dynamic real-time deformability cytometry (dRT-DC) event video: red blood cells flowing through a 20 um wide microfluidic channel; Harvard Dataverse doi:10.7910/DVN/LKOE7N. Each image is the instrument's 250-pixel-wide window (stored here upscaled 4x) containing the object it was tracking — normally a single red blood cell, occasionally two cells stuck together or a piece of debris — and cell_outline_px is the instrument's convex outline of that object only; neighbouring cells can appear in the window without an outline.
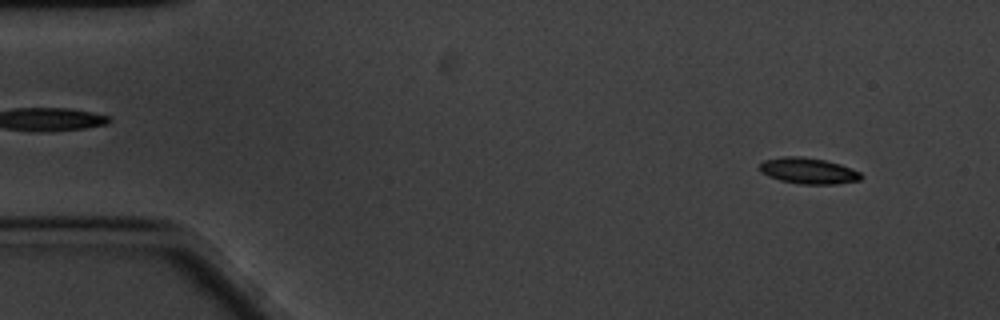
{"species": "common noctule bat (a hibernating species)", "species_latin": "Nyctalus noctula", "temperature_condition": "cold", "stored_images_in_passage": 60, "camera_frame_rate_fps": 3000, "um_per_image_px": 0.085, "animal": {"sex": "male", "body_mass_g": 20.1, "forearm_length_mm": 53.5}, "frame": {"image": 1, "passage_image": 5, "time_ms": 1.333, "image_size_px": [1000, 320], "cell_outline_px": [[864, 176], [860, 180], [836, 184], [800, 184], [780, 180], [768, 176], [760, 172], [760, 164], [764, 160], [784, 156], [804, 156], [824, 160], [840, 164], [860, 172]], "centroid_in_image_um": [68.71, 14.52], "position_along_channel_um": 16.3, "area_um2": 15.43}}
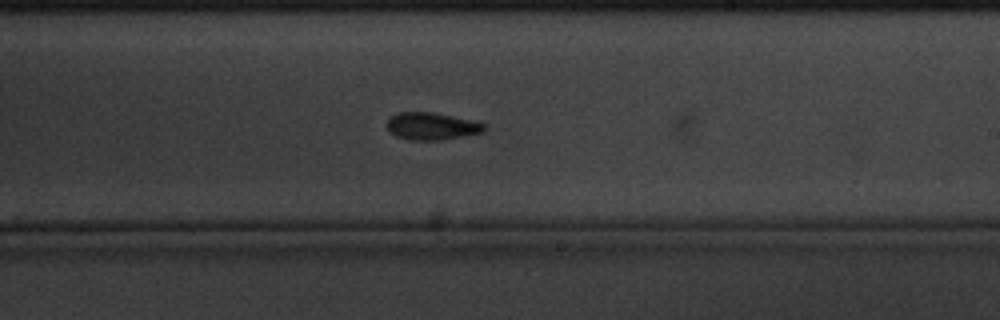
{"frame": {"image": 2, "passage_image": 35, "time_ms": 11.333, "image_size_px": [1000, 320], "cell_outline_px": [[484, 132], [440, 140], [408, 140], [396, 136], [388, 132], [384, 124], [396, 112], [432, 112], [476, 120], [484, 124]], "centroid_in_image_um": [36.65, 10.72], "position_along_channel_um": 252.4, "area_um2": 15.72}}
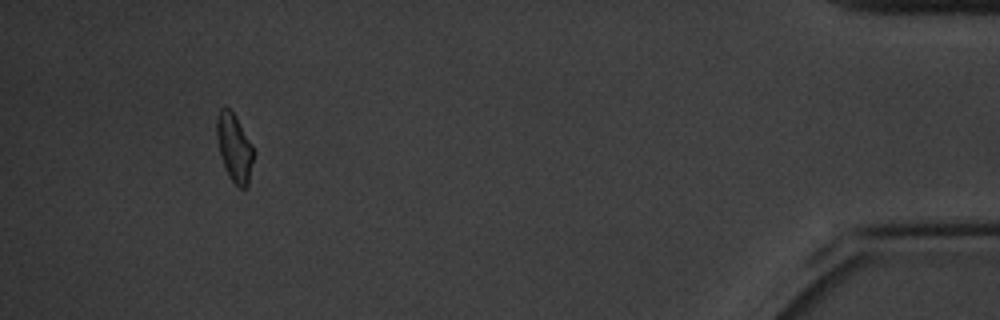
{"frame": {"image": 3, "passage_image": 56, "time_ms": 18.333, "image_size_px": [1000, 320], "cell_outline_px": [[252, 160], [248, 184], [244, 188], [240, 188], [228, 176], [220, 156], [216, 136], [216, 120], [220, 108], [228, 108], [236, 116], [252, 144]], "centroid_in_image_um": [19.88, 12.53], "position_along_channel_um": 415.3, "area_um2": 14.33}, "authors_computed_cell_mechanics": {"area_um2": 15.028, "velocity_mm_per_s": 3.2945, "shape_relaxation_time_tau1_ms": 4.2643, "shape_relaxation_time_tau2_ms": 7.9507, "deformation_change_tau1": 0.109, "deformation_change_tau2": 0.1383}}